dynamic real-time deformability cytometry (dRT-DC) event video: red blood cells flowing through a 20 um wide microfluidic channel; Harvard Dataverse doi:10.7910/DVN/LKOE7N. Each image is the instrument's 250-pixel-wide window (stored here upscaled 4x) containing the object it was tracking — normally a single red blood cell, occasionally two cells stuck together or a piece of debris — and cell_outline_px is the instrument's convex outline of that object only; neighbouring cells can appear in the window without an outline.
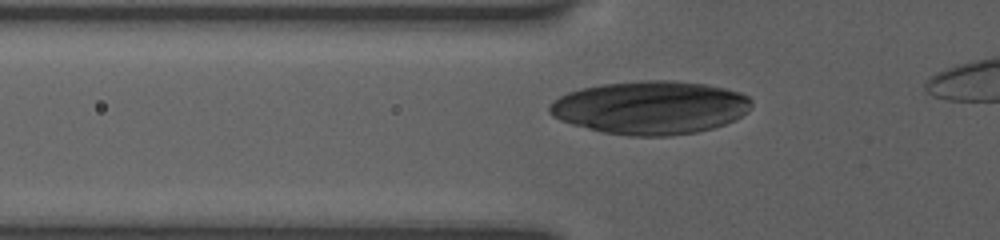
{"species": "human", "species_latin": "Homo sapiens", "temperature_condition": "room temperature", "stored_images_in_passage": 48, "camera_frame_rate_fps": 3000, "um_per_image_px": 0.085, "donor": {"sex": "female"}, "frame": {"image": 1, "passage_image": 4, "time_ms": 0.667, "image_size_px": [1000, 240], "cell_outline_px": [[752, 108], [748, 112], [724, 124], [712, 128], [696, 132], [668, 136], [628, 136], [604, 132], [572, 124], [560, 120], [552, 116], [548, 112], [548, 108], [560, 96], [568, 92], [584, 88], [604, 84], [640, 80], [668, 80], [704, 84], [724, 88], [740, 92], [748, 96], [752, 100]], "centroid_in_image_um": [55.31, 9.14], "position_along_channel_um": 70.5, "area_um2": 62.48}}
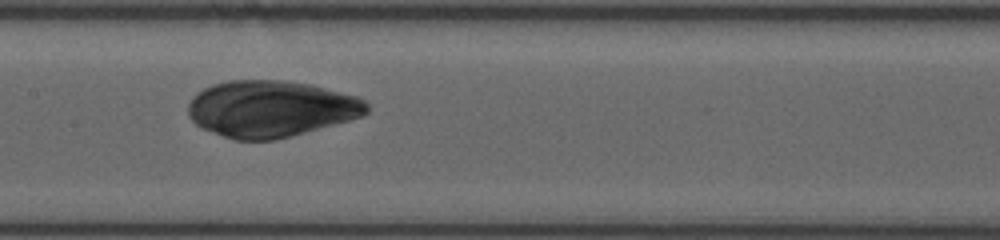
{"frame": {"image": 2, "passage_image": 17, "time_ms": 3.667, "image_size_px": [1000, 240], "cell_outline_px": [[368, 112], [364, 116], [292, 136], [276, 140], [236, 140], [200, 128], [188, 116], [188, 104], [192, 96], [196, 92], [212, 84], [228, 80], [284, 80], [312, 84], [356, 96], [364, 100], [368, 104]], "centroid_in_image_um": [23.01, 9.24], "position_along_channel_um": 184.4, "area_um2": 59.25}}
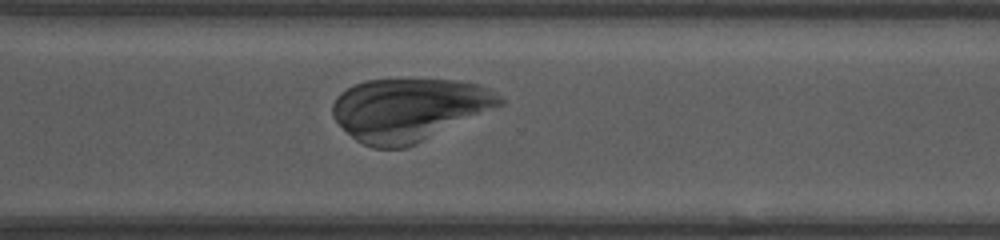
{"frame": {"image": 3, "passage_image": 35, "time_ms": 7.667, "image_size_px": [1000, 240], "cell_outline_px": [[504, 104], [416, 144], [404, 148], [372, 148], [356, 140], [332, 116], [332, 104], [336, 96], [340, 92], [364, 80], [456, 80], [476, 84], [488, 88], [500, 96], [504, 100]], "centroid_in_image_um": [34.76, 9.31], "position_along_channel_um": 335.8, "area_um2": 60.75}}